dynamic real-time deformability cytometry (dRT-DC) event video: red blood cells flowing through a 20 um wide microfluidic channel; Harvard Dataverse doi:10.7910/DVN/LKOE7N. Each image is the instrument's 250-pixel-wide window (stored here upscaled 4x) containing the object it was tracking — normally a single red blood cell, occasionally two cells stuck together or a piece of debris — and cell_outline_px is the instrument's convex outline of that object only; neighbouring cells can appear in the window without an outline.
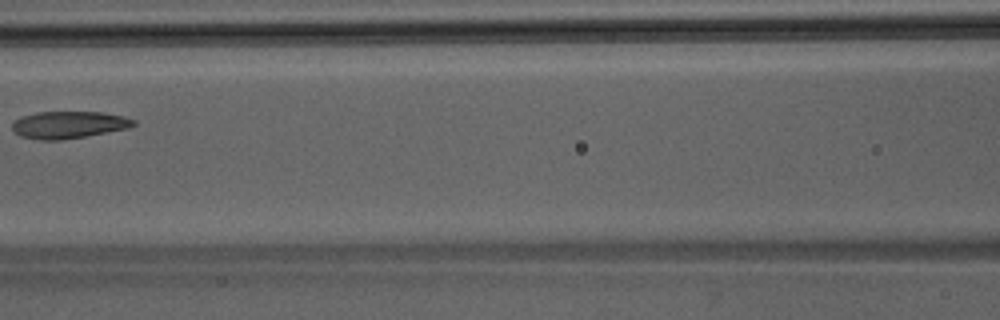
{"species": "Egyptian fruit bat (a non-hibernating species)", "species_latin": "Rousettus aegyptiacus", "temperature_condition": "room temperature", "stored_images_in_passage": 4, "camera_frame_rate_fps": 3000, "um_per_image_px": 0.085, "animal": {"sex": "male"}, "frame": {"image": 1, "passage_image": 4, "time_ms": 1.0, "image_size_px": [1000, 320], "cell_outline_px": [[136, 124], [128, 128], [84, 136], [60, 140], [40, 140], [20, 136], [12, 132], [12, 124], [16, 120], [24, 116], [36, 112], [104, 112], [124, 116], [136, 120]], "centroid_in_image_um": [5.84, 10.6], "position_along_channel_um": 160.8, "area_um2": 19.13}}